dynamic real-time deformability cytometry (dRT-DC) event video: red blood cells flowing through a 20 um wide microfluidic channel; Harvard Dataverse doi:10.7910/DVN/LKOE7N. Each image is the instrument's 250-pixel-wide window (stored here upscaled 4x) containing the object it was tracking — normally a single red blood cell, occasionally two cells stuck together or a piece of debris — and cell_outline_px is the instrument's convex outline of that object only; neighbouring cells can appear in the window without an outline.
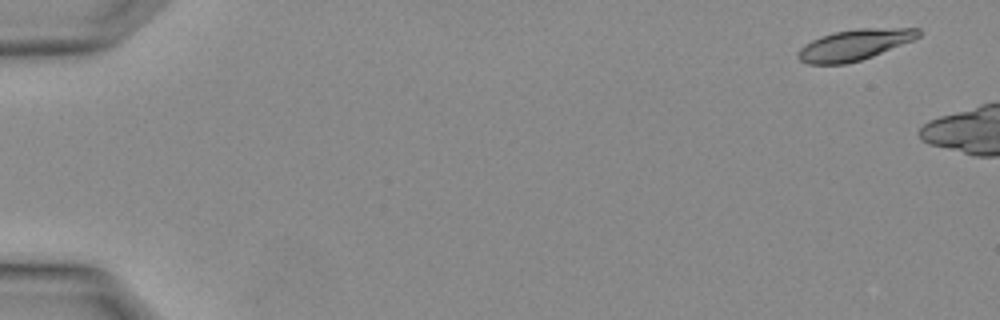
{"species": "Egyptian fruit bat (a non-hibernating species)", "species_latin": "Rousettus aegyptiacus", "temperature_condition": "warm", "stored_images_in_passage": 4, "camera_frame_rate_fps": 3000, "um_per_image_px": 0.085, "animal": {"sex": "female"}, "frame": {"image": 1, "passage_image": 1, "time_ms": 0.0, "image_size_px": [1000, 320], "cell_outline_px": [[920, 36], [912, 40], [872, 56], [860, 60], [844, 64], [808, 64], [800, 60], [796, 56], [800, 48], [804, 44], [820, 36], [836, 32], [860, 28], [920, 28]], "centroid_in_image_um": [72.59, 3.81], "position_along_channel_um": 12.4, "area_um2": 21.44}}